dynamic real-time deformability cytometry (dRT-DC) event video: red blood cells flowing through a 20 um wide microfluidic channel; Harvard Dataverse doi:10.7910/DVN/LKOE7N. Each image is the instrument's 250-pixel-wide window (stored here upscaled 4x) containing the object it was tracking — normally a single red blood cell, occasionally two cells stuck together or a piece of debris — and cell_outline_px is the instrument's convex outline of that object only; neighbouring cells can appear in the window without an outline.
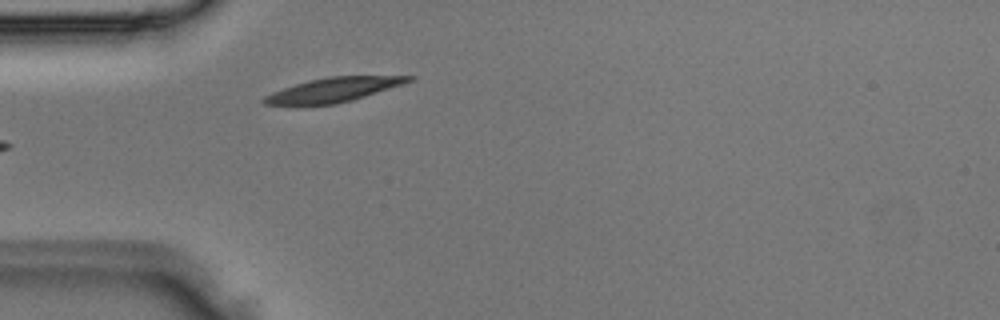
{"species": "Egyptian fruit bat (a non-hibernating species)", "species_latin": "Rousettus aegyptiacus", "temperature_condition": "room temperature", "stored_images_in_passage": 1, "camera_frame_rate_fps": 3000, "um_per_image_px": 0.085, "animal": {"sex": "male"}, "frame": {"image": 1, "passage_image": 1, "time_ms": 0.0, "image_size_px": [1000, 320], "cell_outline_px": [[416, 76], [412, 80], [352, 100], [336, 104], [300, 108], [264, 104], [260, 100], [264, 96], [272, 92], [308, 80], [328, 76]], "centroid_in_image_um": [28.15, 7.69], "position_along_channel_um": 56.8, "area_um2": 20.92}}